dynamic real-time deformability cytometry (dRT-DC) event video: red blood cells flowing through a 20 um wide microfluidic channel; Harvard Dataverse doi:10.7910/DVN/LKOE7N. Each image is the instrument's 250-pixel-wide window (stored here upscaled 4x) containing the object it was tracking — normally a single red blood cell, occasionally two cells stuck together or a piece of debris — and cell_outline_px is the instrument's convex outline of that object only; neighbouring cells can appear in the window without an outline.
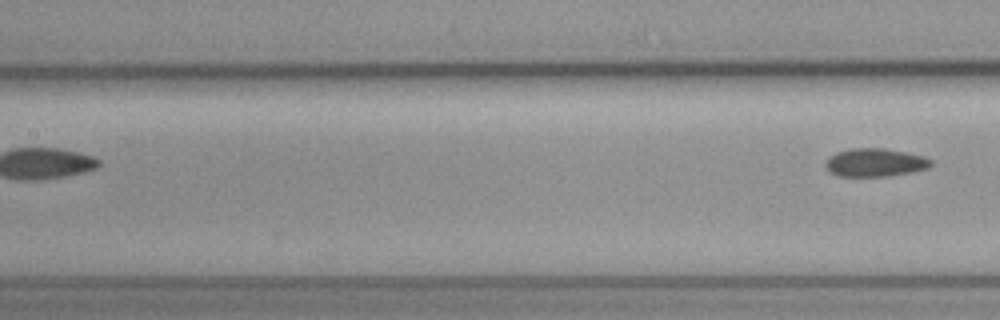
{"species": "common noctule bat (a hibernating species)", "species_latin": "Nyctalus noctula", "temperature_condition": "cold", "stored_images_in_passage": 6, "camera_frame_rate_fps": 3000, "um_per_image_px": 0.085, "animal": {"sex": "female", "body_mass_g": 19.3, "forearm_length_mm": 54.1}, "frame": {"image": 1, "passage_image": 6, "time_ms": 1.667, "image_size_px": [1000, 320], "cell_outline_px": [[932, 164], [928, 168], [912, 172], [888, 176], [840, 176], [828, 172], [824, 164], [828, 156], [836, 152], [852, 148], [884, 148], [924, 156], [932, 160]], "centroid_in_image_um": [74.35, 13.81], "position_along_channel_um": 133.1, "area_um2": 17.46}}